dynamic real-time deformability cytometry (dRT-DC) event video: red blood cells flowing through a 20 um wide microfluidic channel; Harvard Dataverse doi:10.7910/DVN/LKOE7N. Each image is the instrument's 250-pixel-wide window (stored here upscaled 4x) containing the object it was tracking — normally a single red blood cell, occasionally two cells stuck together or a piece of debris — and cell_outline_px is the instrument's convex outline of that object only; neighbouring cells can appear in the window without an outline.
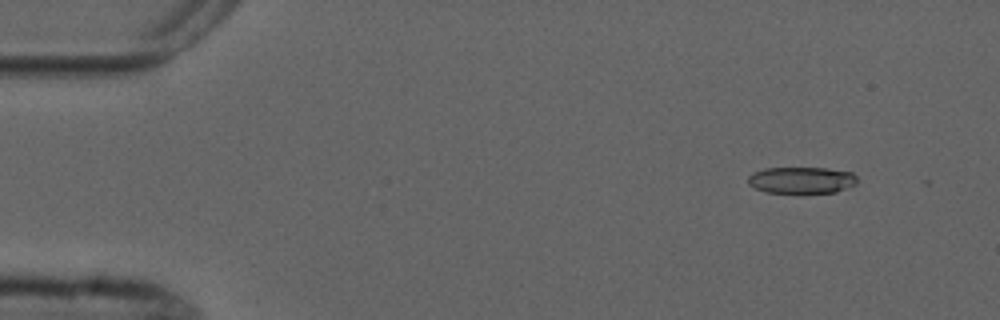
{"species": "common noctule bat (a hibernating species)", "species_latin": "Nyctalus noctula", "temperature_condition": "cold", "stored_images_in_passage": 4, "camera_frame_rate_fps": 3000, "um_per_image_px": 0.085, "animal": {"sex": "male", "forearm_length_mm": 52.5}, "frame": {"image": 1, "passage_image": 1, "time_ms": 0.0, "image_size_px": [1000, 320], "cell_outline_px": [[856, 184], [836, 192], [804, 196], [764, 192], [748, 184], [748, 176], [752, 172], [764, 168], [824, 168], [852, 172], [856, 176]], "centroid_in_image_um": [68.1, 15.36], "position_along_channel_um": 16.9, "area_um2": 17.8}}
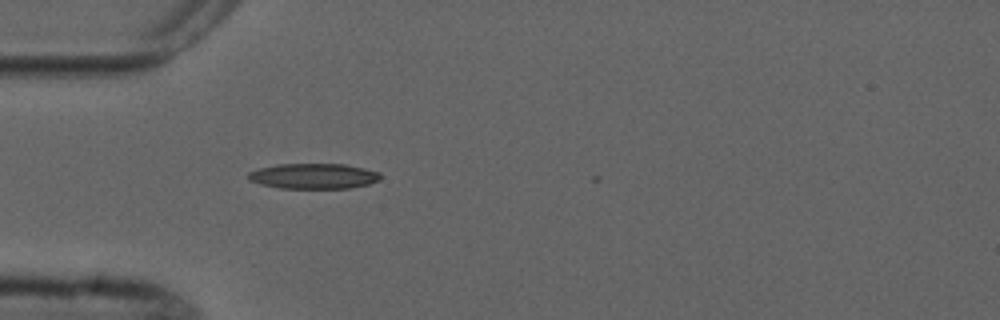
{"frame": {"image": 2, "passage_image": 4, "time_ms": 3.667, "image_size_px": [1000, 320], "cell_outline_px": [[380, 180], [368, 184], [348, 188], [280, 188], [260, 184], [248, 180], [248, 172], [260, 168], [276, 164], [344, 164], [364, 168], [380, 172]], "centroid_in_image_um": [26.64, 14.96], "position_along_channel_um": 58.4, "area_um2": 19.54}}